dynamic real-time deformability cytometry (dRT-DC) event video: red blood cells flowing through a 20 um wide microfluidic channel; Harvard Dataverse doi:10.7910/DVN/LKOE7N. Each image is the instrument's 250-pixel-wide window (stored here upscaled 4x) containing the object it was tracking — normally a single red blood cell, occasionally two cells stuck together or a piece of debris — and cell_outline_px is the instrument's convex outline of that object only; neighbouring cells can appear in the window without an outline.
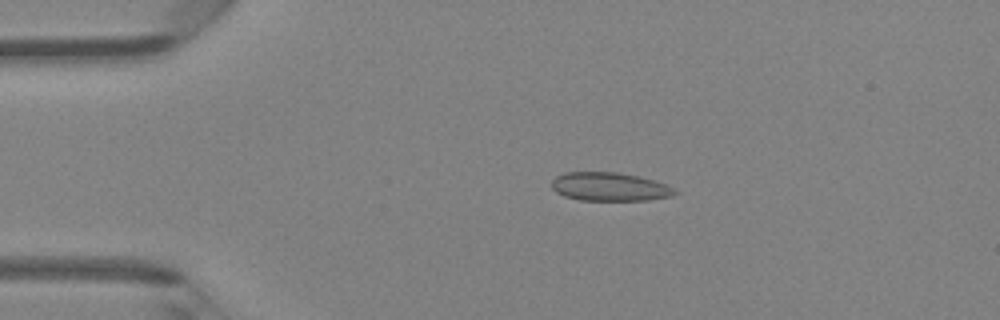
{"species": "Egyptian fruit bat (a non-hibernating species)", "species_latin": "Rousettus aegyptiacus", "temperature_condition": "room temperature", "stored_images_in_passage": 2, "camera_frame_rate_fps": 3000, "um_per_image_px": 0.085, "animal": {"sex": "female"}, "frame": {"image": 1, "passage_image": 1, "time_ms": 0.0, "image_size_px": [1000, 320], "cell_outline_px": [[680, 192], [672, 196], [648, 200], [580, 200], [564, 196], [556, 192], [552, 188], [552, 180], [556, 176], [564, 172], [616, 172], [656, 180], [676, 188]], "centroid_in_image_um": [51.85, 15.87], "position_along_channel_um": 33.1, "area_um2": 20.63}}